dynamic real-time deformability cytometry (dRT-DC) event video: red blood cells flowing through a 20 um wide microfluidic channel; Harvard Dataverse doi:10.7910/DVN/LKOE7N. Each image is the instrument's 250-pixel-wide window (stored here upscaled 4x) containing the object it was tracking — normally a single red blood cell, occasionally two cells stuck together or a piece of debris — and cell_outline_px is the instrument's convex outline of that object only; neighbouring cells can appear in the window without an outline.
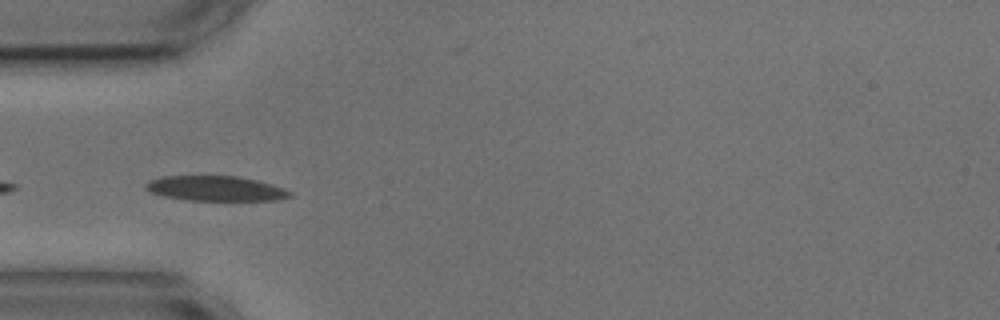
{"species": "common noctule bat (a hibernating species)", "species_latin": "Nyctalus noctula", "temperature_condition": "cold", "stored_images_in_passage": 5, "camera_frame_rate_fps": 3000, "um_per_image_px": 0.085, "animal": {"sex": "male", "body_mass_g": 17.9, "forearm_length_mm": 54.2}, "frame": {"image": 1, "passage_image": 2, "time_ms": 0.333, "image_size_px": [1000, 320], "cell_outline_px": [[292, 196], [280, 200], [188, 200], [164, 196], [152, 192], [144, 184], [148, 180], [160, 176], [236, 176], [256, 180], [272, 184], [284, 188], [292, 192]], "centroid_in_image_um": [18.36, 16.01], "position_along_channel_um": 66.6, "area_um2": 20.92}}